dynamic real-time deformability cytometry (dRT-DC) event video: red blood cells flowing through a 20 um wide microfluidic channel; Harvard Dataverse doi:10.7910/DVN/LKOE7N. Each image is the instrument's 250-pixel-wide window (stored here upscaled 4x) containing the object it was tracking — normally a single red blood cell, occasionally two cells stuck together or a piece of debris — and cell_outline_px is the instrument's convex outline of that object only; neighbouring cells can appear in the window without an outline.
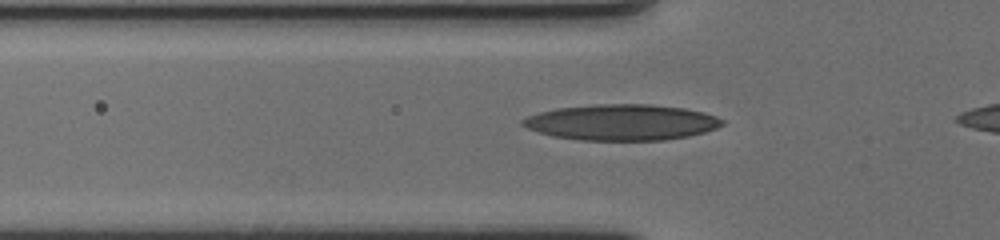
{"species": "human", "species_latin": "Homo sapiens", "temperature_condition": "cold", "stored_images_in_passage": 39, "camera_frame_rate_fps": 3000, "um_per_image_px": 0.085, "donor": {"sex": "female"}, "frame": {"image": 1, "passage_image": 7, "time_ms": 2.0, "image_size_px": [1000, 240], "cell_outline_px": [[724, 124], [716, 128], [704, 132], [688, 136], [664, 140], [580, 140], [552, 136], [528, 128], [520, 124], [520, 120], [528, 116], [540, 112], [556, 108], [592, 104], [652, 104], [684, 108], [704, 112], [716, 116], [724, 120]], "centroid_in_image_um": [52.84, 10.39], "position_along_channel_um": 73.0, "area_um2": 41.85}}
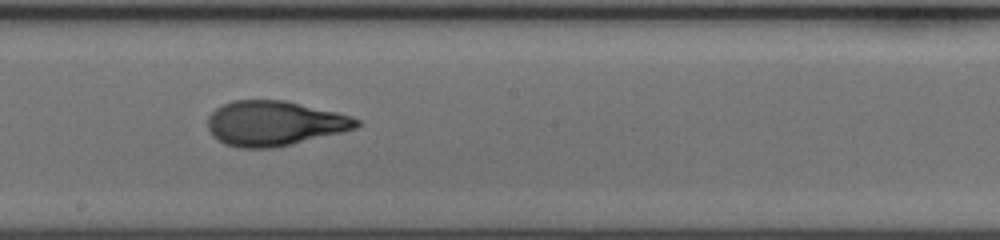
{"frame": {"image": 2, "passage_image": 20, "time_ms": 6.333, "image_size_px": [1000, 240], "cell_outline_px": [[360, 124], [356, 128], [340, 132], [272, 148], [240, 148], [224, 144], [216, 140], [212, 136], [208, 128], [208, 116], [216, 108], [232, 100], [284, 100], [336, 112], [352, 116], [360, 120]], "centroid_in_image_um": [23.27, 10.48], "position_along_channel_um": 224.9, "area_um2": 38.67}}
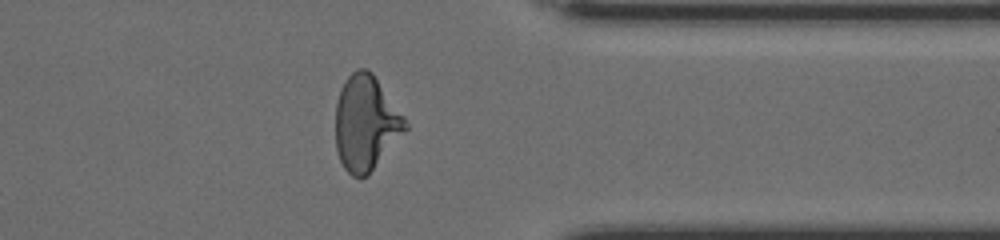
{"frame": {"image": 3, "passage_image": 34, "time_ms": 11.0, "image_size_px": [1000, 240], "cell_outline_px": [[408, 128], [368, 176], [352, 176], [344, 168], [336, 152], [336, 104], [340, 88], [348, 76], [356, 68], [364, 68], [372, 72], [404, 116], [408, 124]], "centroid_in_image_um": [31.09, 10.46], "position_along_channel_um": 380.3, "area_um2": 38.61}, "authors_computed_cell_mechanics": {"area_um2": 38.3214, "velocity_mm_per_s": 3.5052, "shape_relaxation_time_tau1_ms": 5.4188, "shape_relaxation_time_tau2_ms": 1.3328, "deformation_change_tau1": 0.2378, "deformation_change_tau2": 0.085}}